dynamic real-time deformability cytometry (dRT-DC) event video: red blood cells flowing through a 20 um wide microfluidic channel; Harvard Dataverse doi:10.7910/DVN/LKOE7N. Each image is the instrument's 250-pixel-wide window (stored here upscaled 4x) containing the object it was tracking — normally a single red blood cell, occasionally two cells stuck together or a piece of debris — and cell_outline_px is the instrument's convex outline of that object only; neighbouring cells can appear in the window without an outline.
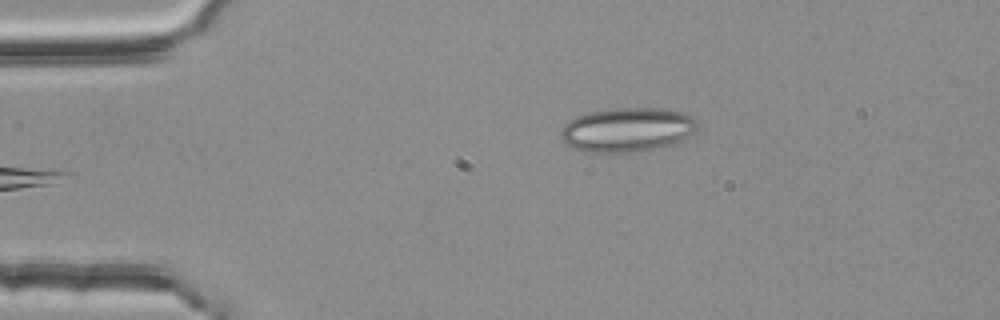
{"species": "common noctule bat (a hibernating species)", "species_latin": "Nyctalus noctula", "temperature_condition": "room temperature", "stored_images_in_passage": 3, "camera_frame_rate_fps": 3000, "um_per_image_px": 0.085, "animal": {"sex": "female", "body_mass_g": 25.1}, "frame": {"image": 1, "passage_image": 3, "time_ms": 0.667, "image_size_px": [1000, 320], "cell_outline_px": [[696, 128], [688, 136], [680, 140], [656, 148], [632, 152], [588, 152], [572, 148], [564, 140], [560, 132], [564, 124], [568, 120], [576, 116], [588, 112], [612, 108], [664, 108], [684, 112], [692, 116], [696, 120]], "centroid_in_image_um": [53.29, 11.0], "position_along_channel_um": 31.7, "area_um2": 35.03}}